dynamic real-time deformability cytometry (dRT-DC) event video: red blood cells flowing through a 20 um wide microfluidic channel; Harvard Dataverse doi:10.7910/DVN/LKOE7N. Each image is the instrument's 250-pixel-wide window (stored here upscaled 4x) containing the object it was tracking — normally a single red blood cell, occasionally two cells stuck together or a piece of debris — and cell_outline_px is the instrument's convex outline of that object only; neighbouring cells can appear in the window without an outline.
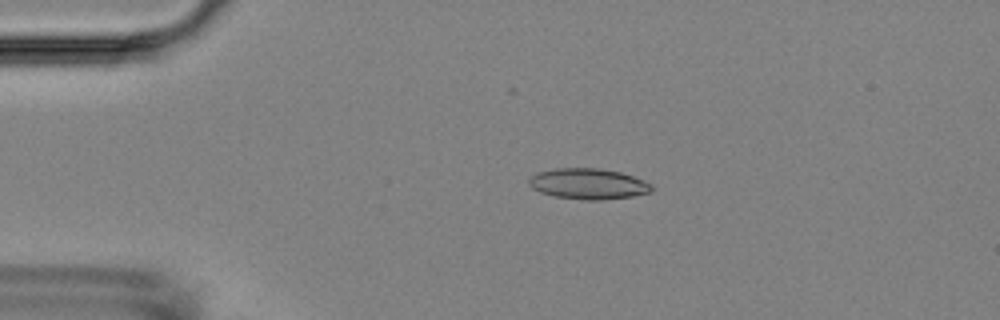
{"species": "Egyptian fruit bat (a non-hibernating species)", "species_latin": "Rousettus aegyptiacus", "temperature_condition": "room temperature", "stored_images_in_passage": 46, "camera_frame_rate_fps": 3000, "um_per_image_px": 0.085, "animal": {"sex": "female"}, "frame": {"image": 1, "passage_image": 2, "time_ms": 0.333, "image_size_px": [1000, 320], "cell_outline_px": [[652, 192], [632, 196], [604, 200], [584, 200], [552, 196], [540, 192], [532, 188], [528, 184], [528, 180], [532, 176], [540, 172], [556, 168], [600, 168], [620, 172], [644, 180], [652, 184]], "centroid_in_image_um": [50.01, 15.63], "position_along_channel_um": 35.0, "area_um2": 22.08}}
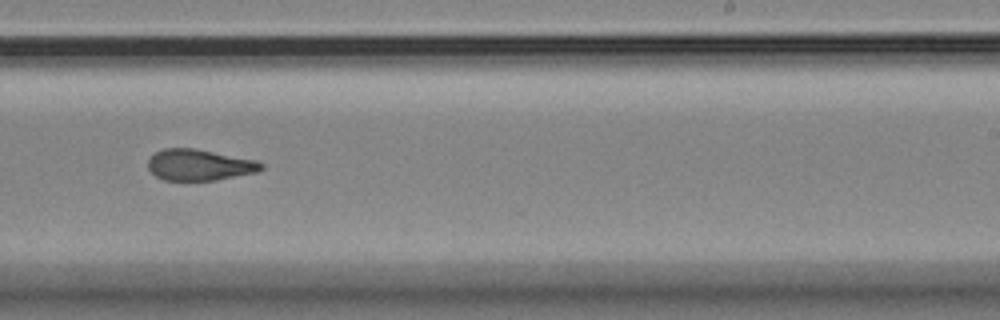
{"frame": {"image": 2, "passage_image": 25, "time_ms": 8.0, "image_size_px": [1000, 320], "cell_outline_px": [[264, 168], [256, 172], [216, 180], [164, 180], [156, 176], [148, 168], [148, 160], [156, 152], [164, 148], [196, 148], [256, 160], [264, 164]], "centroid_in_image_um": [16.95, 14.01], "position_along_channel_um": 272.0, "area_um2": 20.52}}
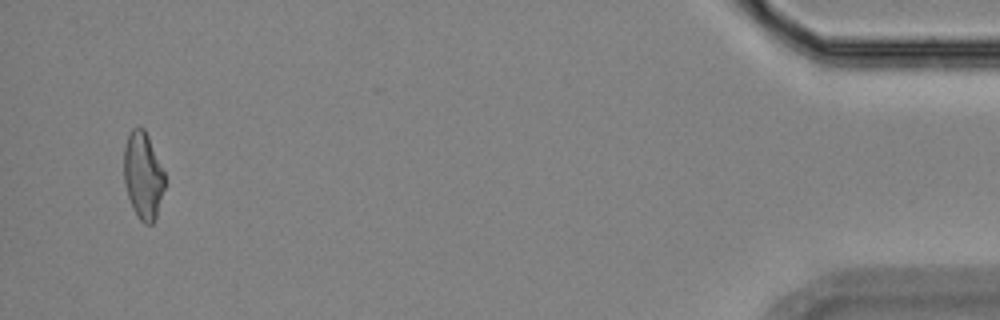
{"frame": {"image": 3, "passage_image": 44, "time_ms": 14.333, "image_size_px": [1000, 320], "cell_outline_px": [[164, 188], [156, 216], [152, 224], [144, 224], [140, 220], [132, 208], [124, 184], [124, 148], [128, 136], [132, 128], [144, 128], [148, 136], [164, 172]], "centroid_in_image_um": [12.14, 14.94], "position_along_channel_um": 423.1, "area_um2": 20.46}, "authors_computed_cell_mechanics": {"area_um2": 21.2415, "velocity_mm_per_s": 3.6071, "shape_relaxation_time_tau1_ms": null, "shape_relaxation_time_tau2_ms": 3.2976, "deformation_change_tau1": null, "deformation_change_tau2": 0.0851}}